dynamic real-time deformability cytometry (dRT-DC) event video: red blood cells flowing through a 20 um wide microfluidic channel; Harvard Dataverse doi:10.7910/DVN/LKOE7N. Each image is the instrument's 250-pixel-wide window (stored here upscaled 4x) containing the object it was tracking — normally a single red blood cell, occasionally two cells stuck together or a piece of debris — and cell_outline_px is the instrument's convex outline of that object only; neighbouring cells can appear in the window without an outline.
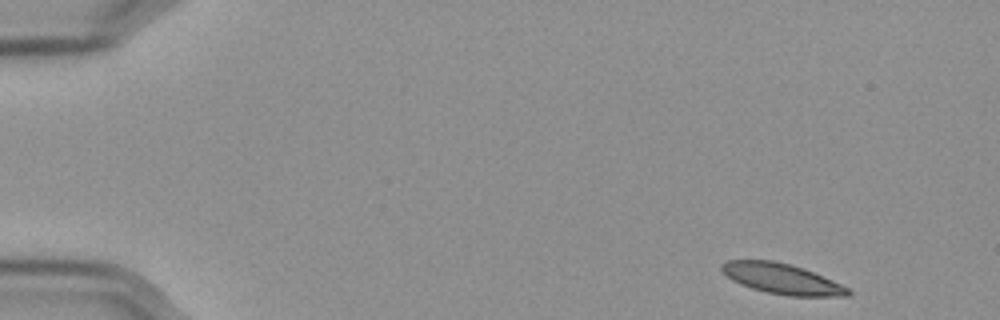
{"species": "Egyptian fruit bat (a non-hibernating species)", "species_latin": "Rousettus aegyptiacus", "temperature_condition": "cold", "stored_images_in_passage": 53, "camera_frame_rate_fps": 3000, "um_per_image_px": 0.085, "frame": {"image": 1, "passage_image": 1, "time_ms": 0.0, "image_size_px": [1000, 320], "cell_outline_px": [[852, 292], [848, 296], [788, 296], [768, 292], [752, 288], [740, 284], [732, 280], [720, 268], [720, 264], [728, 260], [772, 260], [804, 268], [832, 280], [848, 288]], "centroid_in_image_um": [66.45, 23.69], "position_along_channel_um": 18.5, "area_um2": 22.2}}
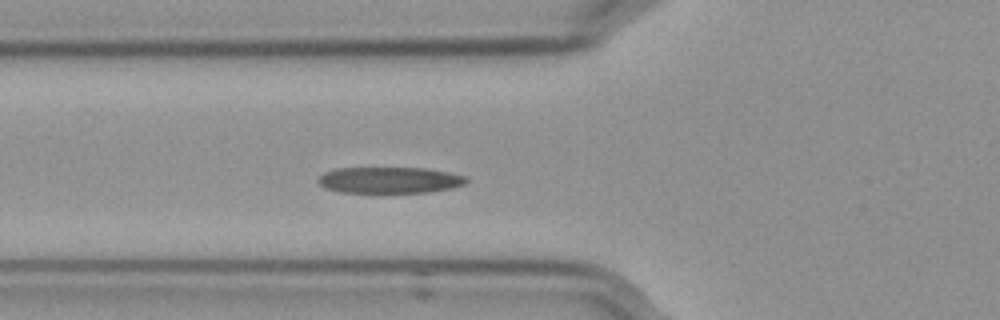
{"frame": {"image": 2, "passage_image": 17, "time_ms": 5.333, "image_size_px": [1000, 320], "cell_outline_px": [[468, 180], [464, 184], [452, 188], [428, 192], [380, 196], [340, 192], [324, 188], [316, 180], [324, 172], [336, 168], [424, 168], [448, 172], [468, 176]], "centroid_in_image_um": [33.08, 15.36], "position_along_channel_um": 92.7, "area_um2": 23.93}}
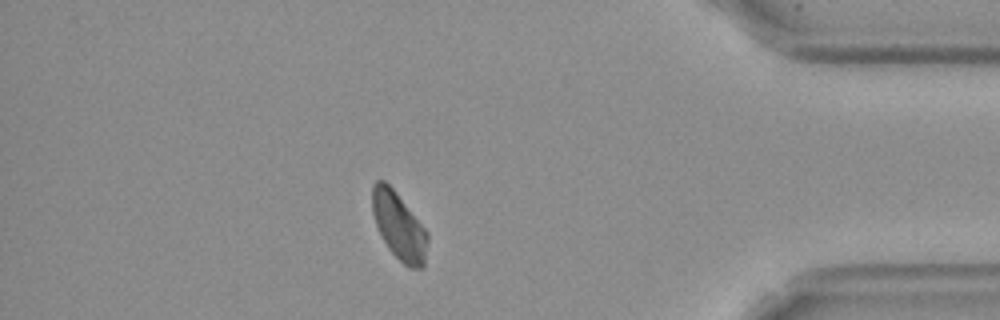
{"frame": {"image": 3, "passage_image": 46, "time_ms": 15.0, "image_size_px": [1000, 320], "cell_outline_px": [[428, 240], [424, 268], [408, 268], [388, 248], [376, 224], [372, 212], [372, 184], [376, 180], [384, 180], [396, 192], [428, 232]], "centroid_in_image_um": [33.92, 19.21], "position_along_channel_um": 401.3, "area_um2": 21.56}, "authors_computed_cell_mechanics": {"area_um2": 22.7732, "velocity_mm_per_s": 3.5349, "shape_relaxation_time_tau1_ms": 7.0404, "shape_relaxation_time_tau2_ms": null, "deformation_change_tau1": 0.1743, "deformation_change_tau2": null}}